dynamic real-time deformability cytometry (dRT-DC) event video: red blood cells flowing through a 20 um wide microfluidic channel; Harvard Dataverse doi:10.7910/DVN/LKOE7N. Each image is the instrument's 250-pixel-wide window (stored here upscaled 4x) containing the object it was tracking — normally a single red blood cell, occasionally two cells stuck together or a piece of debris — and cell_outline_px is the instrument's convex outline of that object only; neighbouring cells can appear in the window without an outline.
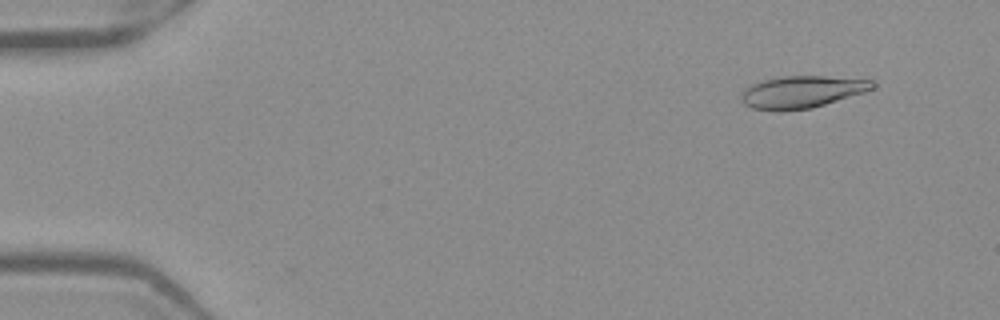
{"species": "Egyptian fruit bat (a non-hibernating species)", "species_latin": "Rousettus aegyptiacus", "temperature_condition": "warm", "stored_images_in_passage": 52, "camera_frame_rate_fps": 3000, "um_per_image_px": 0.085, "frame": {"image": 1, "passage_image": 5, "time_ms": 1.333, "image_size_px": [1000, 320], "cell_outline_px": [[876, 88], [864, 92], [812, 108], [780, 112], [752, 108], [744, 104], [740, 100], [740, 96], [744, 88], [752, 84], [764, 80], [784, 76], [824, 76], [876, 80]], "centroid_in_image_um": [68.16, 7.82], "position_along_channel_um": 16.8, "area_um2": 24.85}}
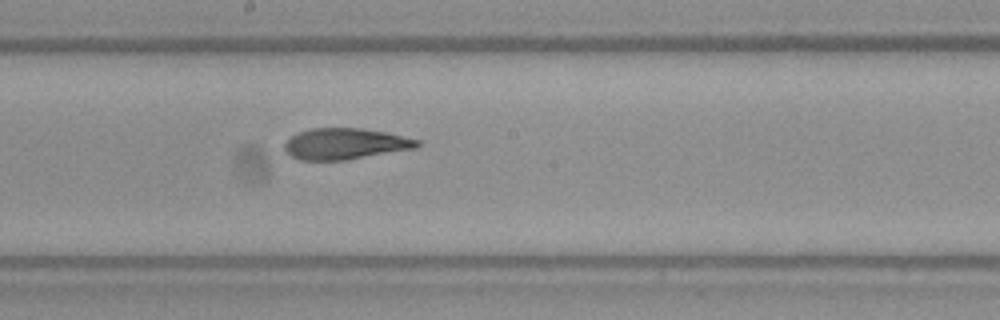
{"frame": {"image": 2, "passage_image": 29, "time_ms": 9.333, "image_size_px": [1000, 320], "cell_outline_px": [[420, 144], [416, 148], [344, 160], [300, 160], [288, 156], [284, 148], [284, 144], [292, 136], [300, 132], [312, 128], [360, 128], [388, 132], [420, 140]], "centroid_in_image_um": [29.34, 12.22], "position_along_channel_um": 218.9, "area_um2": 24.04}}
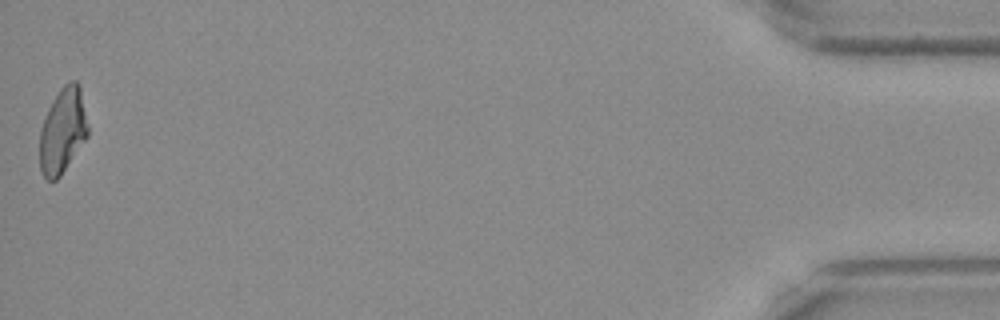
{"frame": {"image": 3, "passage_image": 52, "time_ms": 17.0, "image_size_px": [1000, 320], "cell_outline_px": [[88, 136], [60, 176], [56, 180], [48, 180], [40, 172], [40, 128], [48, 108], [52, 100], [60, 88], [64, 84], [72, 80], [76, 80], [80, 84], [88, 128]], "centroid_in_image_um": [5.32, 11.09], "position_along_channel_um": 429.9, "area_um2": 23.99}, "authors_computed_cell_mechanics": {"area_um2": 24.5072, "velocity_mm_per_s": 3.9467, "shape_relaxation_time_tau1_ms": null, "shape_relaxation_time_tau2_ms": 2.3153, "deformation_change_tau1": null, "deformation_change_tau2": 0.1048}}